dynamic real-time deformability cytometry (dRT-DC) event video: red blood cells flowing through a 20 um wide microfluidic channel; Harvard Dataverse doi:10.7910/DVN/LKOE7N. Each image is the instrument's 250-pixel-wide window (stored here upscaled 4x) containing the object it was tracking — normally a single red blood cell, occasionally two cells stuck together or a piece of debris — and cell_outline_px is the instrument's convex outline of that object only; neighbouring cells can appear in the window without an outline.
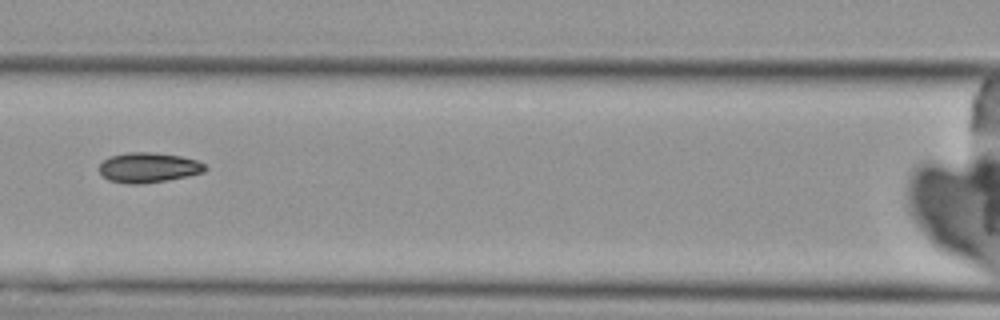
{"species": "Egyptian fruit bat (a non-hibernating species)", "species_latin": "Rousettus aegyptiacus", "temperature_condition": "cold", "stored_images_in_passage": 4, "camera_frame_rate_fps": 3000, "um_per_image_px": 0.085, "animal": {"sex": "female"}, "frame": {"image": 1, "passage_image": 4, "time_ms": 3.333, "image_size_px": [1000, 320], "cell_outline_px": [[208, 168], [204, 172], [188, 176], [168, 180], [140, 184], [128, 184], [108, 180], [96, 168], [108, 156], [128, 152], [152, 152], [180, 156], [196, 160], [204, 164]], "centroid_in_image_um": [12.59, 14.24], "position_along_channel_um": 154.0, "area_um2": 18.67}}